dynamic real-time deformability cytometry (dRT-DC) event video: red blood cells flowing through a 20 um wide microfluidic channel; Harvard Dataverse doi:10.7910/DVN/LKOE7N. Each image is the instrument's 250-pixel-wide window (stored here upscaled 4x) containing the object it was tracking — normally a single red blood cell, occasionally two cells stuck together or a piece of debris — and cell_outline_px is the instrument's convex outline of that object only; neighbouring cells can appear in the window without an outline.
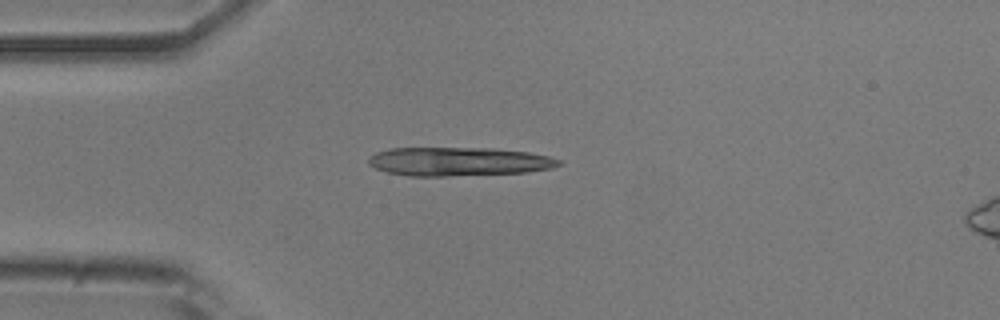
{"species": "common noctule bat (a hibernating species)", "species_latin": "Nyctalus noctula", "temperature_condition": "room temperature", "stored_images_in_passage": 39, "camera_frame_rate_fps": 3000, "um_per_image_px": 0.085, "animal": {"sex": "male", "body_mass_g": 20.5, "forearm_length_mm": 52.5}, "frame": {"image": 1, "passage_image": 1, "time_ms": 0.0, "image_size_px": [1000, 320], "cell_outline_px": [[564, 164], [552, 168], [528, 172], [448, 176], [408, 176], [388, 172], [376, 168], [368, 164], [368, 156], [376, 152], [388, 148], [492, 148], [528, 152], [548, 156], [560, 160]], "centroid_in_image_um": [38.98, 13.73], "position_along_channel_um": 46.0, "area_um2": 32.02}, "authors_computed_cell_mechanics": {"area_um2": 18.6116, "velocity_mm_per_s": 3.8887, "shape_relaxation_time_tau1_ms": 4.3324, "shape_relaxation_time_tau2_ms": null, "deformation_change_tau1": 0.1411, "deformation_change_tau2": null}}